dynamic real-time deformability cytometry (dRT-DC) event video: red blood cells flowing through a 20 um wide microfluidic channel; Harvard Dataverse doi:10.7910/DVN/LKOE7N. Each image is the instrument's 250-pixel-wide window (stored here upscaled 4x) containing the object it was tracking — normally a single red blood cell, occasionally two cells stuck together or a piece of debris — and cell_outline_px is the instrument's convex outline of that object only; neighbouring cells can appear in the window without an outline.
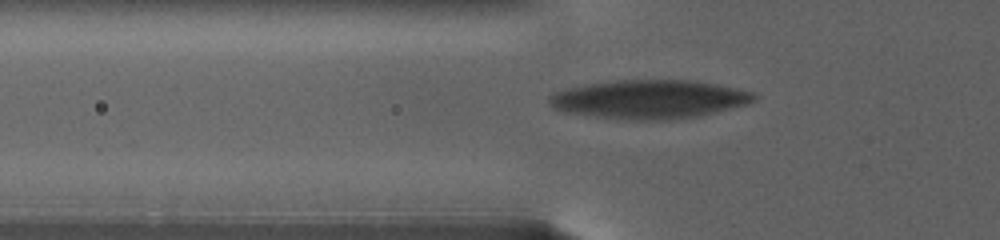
{"species": "human", "species_latin": "Homo sapiens", "temperature_condition": "warm", "stored_images_in_passage": 55, "camera_frame_rate_fps": 3000, "um_per_image_px": 0.085, "donor": {"sex": "female"}, "frame": {"image": 1, "passage_image": 2, "time_ms": 0.333, "image_size_px": [1000, 240], "cell_outline_px": [[756, 96], [748, 104], [696, 116], [668, 120], [636, 120], [596, 116], [560, 112], [552, 108], [548, 100], [548, 96], [564, 88], [580, 84], [616, 80], [692, 80], [716, 84], [752, 92]], "centroid_in_image_um": [55.08, 8.43], "position_along_channel_um": 70.7, "area_um2": 46.18}}
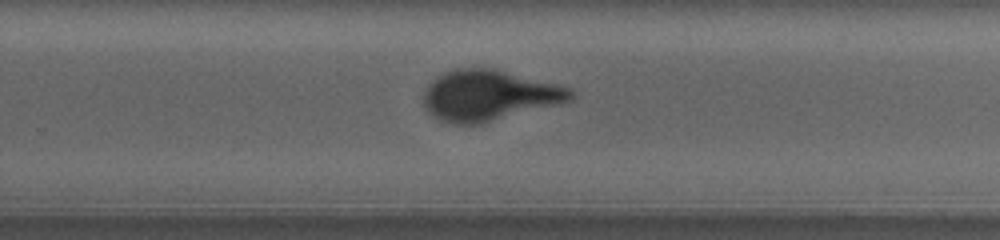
{"frame": {"image": 2, "passage_image": 22, "time_ms": 9.0, "image_size_px": [1000, 240], "cell_outline_px": [[572, 100], [480, 124], [452, 124], [440, 120], [428, 112], [424, 104], [424, 92], [428, 84], [436, 76], [460, 68], [492, 68], [568, 88], [572, 92]], "centroid_in_image_um": [41.48, 8.12], "position_along_channel_um": 288.3, "area_um2": 42.48}}
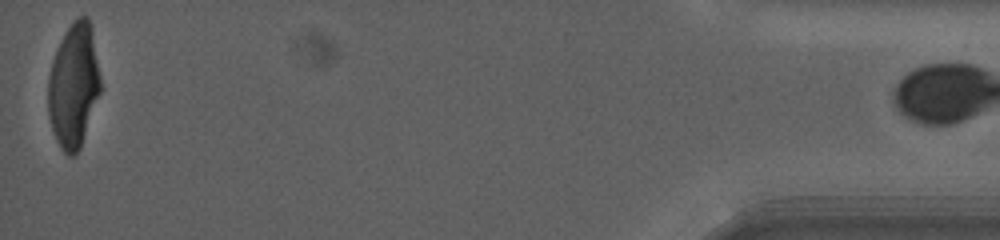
{"frame": {"image": 3, "passage_image": 53, "time_ms": 17.667, "image_size_px": [1000, 240], "cell_outline_px": [[100, 92], [80, 148], [76, 156], [68, 156], [60, 148], [52, 132], [48, 112], [48, 76], [52, 60], [60, 40], [68, 28], [80, 16], [88, 16], [92, 32], [100, 76]], "centroid_in_image_um": [6.24, 7.32], "position_along_channel_um": 429.0, "area_um2": 37.69}}